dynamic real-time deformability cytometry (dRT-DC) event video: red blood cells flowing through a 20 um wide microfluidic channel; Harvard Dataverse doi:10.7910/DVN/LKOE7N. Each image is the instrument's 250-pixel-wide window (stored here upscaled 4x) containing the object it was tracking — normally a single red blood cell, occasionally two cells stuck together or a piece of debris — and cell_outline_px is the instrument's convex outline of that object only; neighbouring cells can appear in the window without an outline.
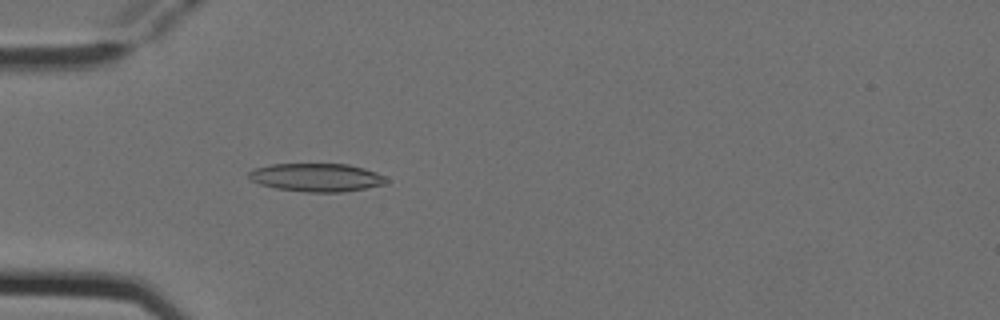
{"species": "Egyptian fruit bat (a non-hibernating species)", "species_latin": "Rousettus aegyptiacus", "temperature_condition": "cold", "stored_images_in_passage": 5, "camera_frame_rate_fps": 3000, "um_per_image_px": 0.085, "animal": {"sex": "female"}, "frame": {"image": 1, "passage_image": 5, "time_ms": 1.333, "image_size_px": [1000, 320], "cell_outline_px": [[388, 180], [384, 184], [344, 192], [308, 192], [276, 188], [260, 184], [252, 180], [248, 176], [248, 172], [252, 168], [272, 164], [348, 164], [364, 168], [376, 172], [384, 176]], "centroid_in_image_um": [26.88, 15.07], "position_along_channel_um": 58.1, "area_um2": 22.54}}